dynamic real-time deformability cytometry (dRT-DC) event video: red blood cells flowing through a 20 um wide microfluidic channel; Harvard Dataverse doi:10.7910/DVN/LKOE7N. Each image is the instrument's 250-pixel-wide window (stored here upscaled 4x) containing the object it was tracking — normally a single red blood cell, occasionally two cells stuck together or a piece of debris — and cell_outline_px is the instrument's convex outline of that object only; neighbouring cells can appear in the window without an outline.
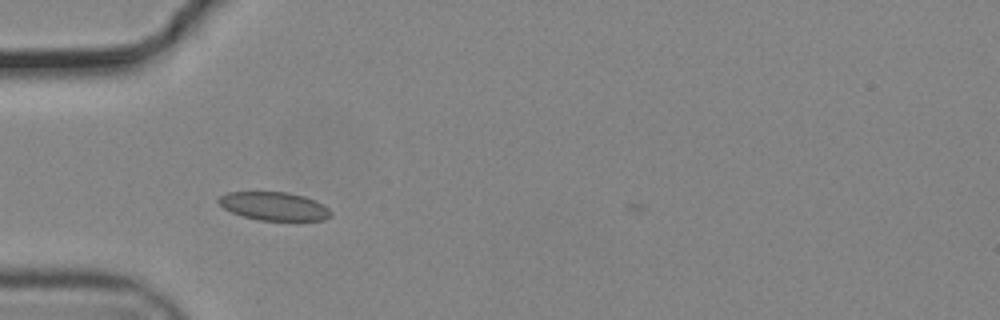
{"species": "common noctule bat (a hibernating species)", "species_latin": "Nyctalus noctula", "temperature_condition": "cold", "stored_images_in_passage": 39, "camera_frame_rate_fps": 3000, "um_per_image_px": 0.085, "animal": {"sex": "male", "body_mass_g": 19.2, "forearm_length_mm": 51.8}, "frame": {"image": 1, "passage_image": 2, "time_ms": 0.333, "image_size_px": [1000, 320], "cell_outline_px": [[332, 216], [324, 220], [260, 220], [244, 216], [232, 212], [224, 208], [216, 200], [220, 196], [228, 192], [288, 192], [304, 196], [316, 200], [328, 208], [332, 212]], "centroid_in_image_um": [23.32, 17.52], "position_along_channel_um": 61.7, "area_um2": 18.5}}
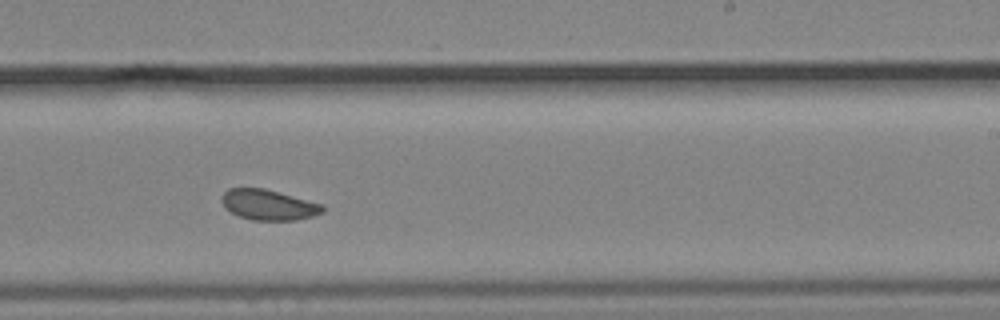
{"frame": {"image": 2, "passage_image": 19, "time_ms": 6.0, "image_size_px": [1000, 320], "cell_outline_px": [[324, 212], [312, 216], [296, 220], [252, 220], [240, 216], [224, 208], [220, 200], [224, 192], [228, 188], [264, 188], [324, 204]], "centroid_in_image_um": [22.82, 17.4], "position_along_channel_um": 266.2, "area_um2": 17.98}}
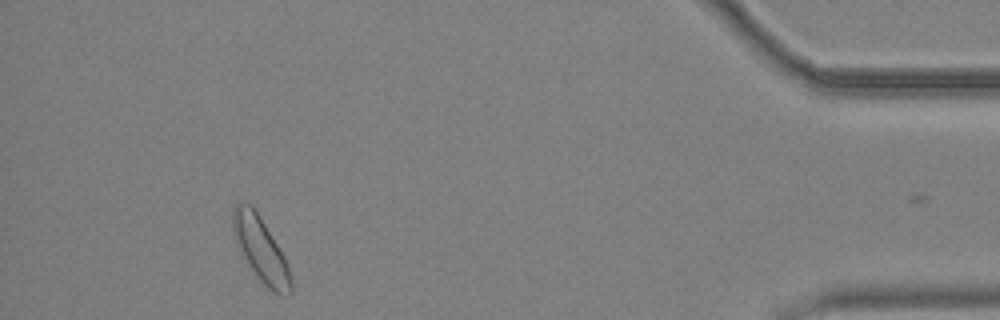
{"frame": {"image": 3, "passage_image": 36, "time_ms": 11.667, "image_size_px": [1000, 320], "cell_outline_px": [[292, 292], [288, 296], [280, 296], [268, 288], [256, 276], [240, 256], [232, 232], [232, 204], [252, 204], [260, 216], [284, 256], [288, 264], [292, 280]], "centroid_in_image_um": [22.14, 21.22], "position_along_channel_um": 413.1, "area_um2": 22.31}}